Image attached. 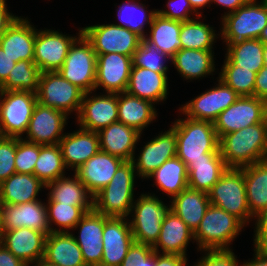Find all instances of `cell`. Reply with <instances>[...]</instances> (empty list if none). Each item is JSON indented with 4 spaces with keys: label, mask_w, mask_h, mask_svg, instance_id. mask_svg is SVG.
<instances>
[{
    "label": "cell",
    "mask_w": 267,
    "mask_h": 266,
    "mask_svg": "<svg viewBox=\"0 0 267 266\" xmlns=\"http://www.w3.org/2000/svg\"><path fill=\"white\" fill-rule=\"evenodd\" d=\"M219 151L228 168H242L265 161L267 139L263 123L221 136Z\"/></svg>",
    "instance_id": "obj_1"
},
{
    "label": "cell",
    "mask_w": 267,
    "mask_h": 266,
    "mask_svg": "<svg viewBox=\"0 0 267 266\" xmlns=\"http://www.w3.org/2000/svg\"><path fill=\"white\" fill-rule=\"evenodd\" d=\"M170 127L175 131L177 154L188 167L193 161L206 159V153H220L219 138L210 121L185 116L176 119Z\"/></svg>",
    "instance_id": "obj_2"
},
{
    "label": "cell",
    "mask_w": 267,
    "mask_h": 266,
    "mask_svg": "<svg viewBox=\"0 0 267 266\" xmlns=\"http://www.w3.org/2000/svg\"><path fill=\"white\" fill-rule=\"evenodd\" d=\"M135 171L132 161H124L110 183L93 196V209L107 217H130L135 201Z\"/></svg>",
    "instance_id": "obj_3"
},
{
    "label": "cell",
    "mask_w": 267,
    "mask_h": 266,
    "mask_svg": "<svg viewBox=\"0 0 267 266\" xmlns=\"http://www.w3.org/2000/svg\"><path fill=\"white\" fill-rule=\"evenodd\" d=\"M220 37L226 46L259 39L267 26V0H249L233 13L222 17Z\"/></svg>",
    "instance_id": "obj_4"
},
{
    "label": "cell",
    "mask_w": 267,
    "mask_h": 266,
    "mask_svg": "<svg viewBox=\"0 0 267 266\" xmlns=\"http://www.w3.org/2000/svg\"><path fill=\"white\" fill-rule=\"evenodd\" d=\"M246 226L235 215L210 204L199 227L194 232L198 251L228 250L231 242Z\"/></svg>",
    "instance_id": "obj_5"
},
{
    "label": "cell",
    "mask_w": 267,
    "mask_h": 266,
    "mask_svg": "<svg viewBox=\"0 0 267 266\" xmlns=\"http://www.w3.org/2000/svg\"><path fill=\"white\" fill-rule=\"evenodd\" d=\"M170 209L171 204H164L155 194L142 193L132 205V219L128 218L134 242L153 247L159 238L162 221Z\"/></svg>",
    "instance_id": "obj_6"
},
{
    "label": "cell",
    "mask_w": 267,
    "mask_h": 266,
    "mask_svg": "<svg viewBox=\"0 0 267 266\" xmlns=\"http://www.w3.org/2000/svg\"><path fill=\"white\" fill-rule=\"evenodd\" d=\"M210 204L235 215L245 225L254 217L247 203L242 168H228L208 192Z\"/></svg>",
    "instance_id": "obj_7"
},
{
    "label": "cell",
    "mask_w": 267,
    "mask_h": 266,
    "mask_svg": "<svg viewBox=\"0 0 267 266\" xmlns=\"http://www.w3.org/2000/svg\"><path fill=\"white\" fill-rule=\"evenodd\" d=\"M97 54L82 33L71 45L58 72L84 93L93 92L96 82Z\"/></svg>",
    "instance_id": "obj_8"
},
{
    "label": "cell",
    "mask_w": 267,
    "mask_h": 266,
    "mask_svg": "<svg viewBox=\"0 0 267 266\" xmlns=\"http://www.w3.org/2000/svg\"><path fill=\"white\" fill-rule=\"evenodd\" d=\"M37 103L36 93L0 90V136L22 138Z\"/></svg>",
    "instance_id": "obj_9"
},
{
    "label": "cell",
    "mask_w": 267,
    "mask_h": 266,
    "mask_svg": "<svg viewBox=\"0 0 267 266\" xmlns=\"http://www.w3.org/2000/svg\"><path fill=\"white\" fill-rule=\"evenodd\" d=\"M36 95L41 105L63 111L68 116L74 111L78 116L84 92L54 71L40 74Z\"/></svg>",
    "instance_id": "obj_10"
},
{
    "label": "cell",
    "mask_w": 267,
    "mask_h": 266,
    "mask_svg": "<svg viewBox=\"0 0 267 266\" xmlns=\"http://www.w3.org/2000/svg\"><path fill=\"white\" fill-rule=\"evenodd\" d=\"M96 54L120 53L133 57L143 40L125 27L113 24H96L82 28Z\"/></svg>",
    "instance_id": "obj_11"
},
{
    "label": "cell",
    "mask_w": 267,
    "mask_h": 266,
    "mask_svg": "<svg viewBox=\"0 0 267 266\" xmlns=\"http://www.w3.org/2000/svg\"><path fill=\"white\" fill-rule=\"evenodd\" d=\"M78 30V35L73 37L57 30L36 29L33 61L41 73L61 68L72 43L82 34V28Z\"/></svg>",
    "instance_id": "obj_12"
},
{
    "label": "cell",
    "mask_w": 267,
    "mask_h": 266,
    "mask_svg": "<svg viewBox=\"0 0 267 266\" xmlns=\"http://www.w3.org/2000/svg\"><path fill=\"white\" fill-rule=\"evenodd\" d=\"M218 84L206 90L188 103L181 105L180 112L188 118L214 122L218 115L240 97L232 88L219 78Z\"/></svg>",
    "instance_id": "obj_13"
},
{
    "label": "cell",
    "mask_w": 267,
    "mask_h": 266,
    "mask_svg": "<svg viewBox=\"0 0 267 266\" xmlns=\"http://www.w3.org/2000/svg\"><path fill=\"white\" fill-rule=\"evenodd\" d=\"M267 102L255 96H240L213 122L218 138L261 123Z\"/></svg>",
    "instance_id": "obj_14"
},
{
    "label": "cell",
    "mask_w": 267,
    "mask_h": 266,
    "mask_svg": "<svg viewBox=\"0 0 267 266\" xmlns=\"http://www.w3.org/2000/svg\"><path fill=\"white\" fill-rule=\"evenodd\" d=\"M68 118L63 111L37 103L26 130L27 138L22 139L40 145L59 144Z\"/></svg>",
    "instance_id": "obj_15"
},
{
    "label": "cell",
    "mask_w": 267,
    "mask_h": 266,
    "mask_svg": "<svg viewBox=\"0 0 267 266\" xmlns=\"http://www.w3.org/2000/svg\"><path fill=\"white\" fill-rule=\"evenodd\" d=\"M84 93L80 112L76 117L79 127L98 132L118 122V93L91 95Z\"/></svg>",
    "instance_id": "obj_16"
},
{
    "label": "cell",
    "mask_w": 267,
    "mask_h": 266,
    "mask_svg": "<svg viewBox=\"0 0 267 266\" xmlns=\"http://www.w3.org/2000/svg\"><path fill=\"white\" fill-rule=\"evenodd\" d=\"M132 66L131 56L120 53L97 54L94 92L99 87L106 93L126 92Z\"/></svg>",
    "instance_id": "obj_17"
},
{
    "label": "cell",
    "mask_w": 267,
    "mask_h": 266,
    "mask_svg": "<svg viewBox=\"0 0 267 266\" xmlns=\"http://www.w3.org/2000/svg\"><path fill=\"white\" fill-rule=\"evenodd\" d=\"M102 242L100 266H120L134 242L128 218L104 216Z\"/></svg>",
    "instance_id": "obj_18"
},
{
    "label": "cell",
    "mask_w": 267,
    "mask_h": 266,
    "mask_svg": "<svg viewBox=\"0 0 267 266\" xmlns=\"http://www.w3.org/2000/svg\"><path fill=\"white\" fill-rule=\"evenodd\" d=\"M2 231L16 228H29L44 233H50L46 203L35 200L21 204H1Z\"/></svg>",
    "instance_id": "obj_19"
},
{
    "label": "cell",
    "mask_w": 267,
    "mask_h": 266,
    "mask_svg": "<svg viewBox=\"0 0 267 266\" xmlns=\"http://www.w3.org/2000/svg\"><path fill=\"white\" fill-rule=\"evenodd\" d=\"M138 158L132 159L136 174L141 179H147L166 160L177 154V140L175 131L170 127L164 133L147 142L140 150Z\"/></svg>",
    "instance_id": "obj_20"
},
{
    "label": "cell",
    "mask_w": 267,
    "mask_h": 266,
    "mask_svg": "<svg viewBox=\"0 0 267 266\" xmlns=\"http://www.w3.org/2000/svg\"><path fill=\"white\" fill-rule=\"evenodd\" d=\"M79 236L74 239L79 245L86 266H100L103 256L104 215L94 209L87 212L75 225Z\"/></svg>",
    "instance_id": "obj_21"
},
{
    "label": "cell",
    "mask_w": 267,
    "mask_h": 266,
    "mask_svg": "<svg viewBox=\"0 0 267 266\" xmlns=\"http://www.w3.org/2000/svg\"><path fill=\"white\" fill-rule=\"evenodd\" d=\"M46 237L42 232L22 227L2 231L0 243L15 257L30 265L44 258Z\"/></svg>",
    "instance_id": "obj_22"
},
{
    "label": "cell",
    "mask_w": 267,
    "mask_h": 266,
    "mask_svg": "<svg viewBox=\"0 0 267 266\" xmlns=\"http://www.w3.org/2000/svg\"><path fill=\"white\" fill-rule=\"evenodd\" d=\"M36 28L27 18L17 16L0 38V46L13 61H33Z\"/></svg>",
    "instance_id": "obj_23"
},
{
    "label": "cell",
    "mask_w": 267,
    "mask_h": 266,
    "mask_svg": "<svg viewBox=\"0 0 267 266\" xmlns=\"http://www.w3.org/2000/svg\"><path fill=\"white\" fill-rule=\"evenodd\" d=\"M59 145L64 165L67 169H72V171H75L100 151L98 133L81 127L72 133L65 132Z\"/></svg>",
    "instance_id": "obj_24"
},
{
    "label": "cell",
    "mask_w": 267,
    "mask_h": 266,
    "mask_svg": "<svg viewBox=\"0 0 267 266\" xmlns=\"http://www.w3.org/2000/svg\"><path fill=\"white\" fill-rule=\"evenodd\" d=\"M123 162L118 157L99 151L77 168L74 173L94 196L110 183L116 170Z\"/></svg>",
    "instance_id": "obj_25"
},
{
    "label": "cell",
    "mask_w": 267,
    "mask_h": 266,
    "mask_svg": "<svg viewBox=\"0 0 267 266\" xmlns=\"http://www.w3.org/2000/svg\"><path fill=\"white\" fill-rule=\"evenodd\" d=\"M100 151L113 155L123 161H132L141 134L132 127L115 122L98 132Z\"/></svg>",
    "instance_id": "obj_26"
},
{
    "label": "cell",
    "mask_w": 267,
    "mask_h": 266,
    "mask_svg": "<svg viewBox=\"0 0 267 266\" xmlns=\"http://www.w3.org/2000/svg\"><path fill=\"white\" fill-rule=\"evenodd\" d=\"M190 240L194 242V232L170 209L162 221L160 235L153 249L159 254L162 251L161 254L187 256Z\"/></svg>",
    "instance_id": "obj_27"
},
{
    "label": "cell",
    "mask_w": 267,
    "mask_h": 266,
    "mask_svg": "<svg viewBox=\"0 0 267 266\" xmlns=\"http://www.w3.org/2000/svg\"><path fill=\"white\" fill-rule=\"evenodd\" d=\"M168 90L167 72H155L132 66L127 93L157 104L165 101L169 94Z\"/></svg>",
    "instance_id": "obj_28"
},
{
    "label": "cell",
    "mask_w": 267,
    "mask_h": 266,
    "mask_svg": "<svg viewBox=\"0 0 267 266\" xmlns=\"http://www.w3.org/2000/svg\"><path fill=\"white\" fill-rule=\"evenodd\" d=\"M157 115L155 104L151 101L127 92L118 93V122L134 128L141 135Z\"/></svg>",
    "instance_id": "obj_29"
},
{
    "label": "cell",
    "mask_w": 267,
    "mask_h": 266,
    "mask_svg": "<svg viewBox=\"0 0 267 266\" xmlns=\"http://www.w3.org/2000/svg\"><path fill=\"white\" fill-rule=\"evenodd\" d=\"M44 259L59 266H86L72 232L49 233L45 241Z\"/></svg>",
    "instance_id": "obj_30"
},
{
    "label": "cell",
    "mask_w": 267,
    "mask_h": 266,
    "mask_svg": "<svg viewBox=\"0 0 267 266\" xmlns=\"http://www.w3.org/2000/svg\"><path fill=\"white\" fill-rule=\"evenodd\" d=\"M46 188L34 174L14 173L0 183L1 204H21L39 200V191Z\"/></svg>",
    "instance_id": "obj_31"
},
{
    "label": "cell",
    "mask_w": 267,
    "mask_h": 266,
    "mask_svg": "<svg viewBox=\"0 0 267 266\" xmlns=\"http://www.w3.org/2000/svg\"><path fill=\"white\" fill-rule=\"evenodd\" d=\"M171 210L175 212L195 232L203 219L210 200L207 192L187 187L175 196Z\"/></svg>",
    "instance_id": "obj_32"
},
{
    "label": "cell",
    "mask_w": 267,
    "mask_h": 266,
    "mask_svg": "<svg viewBox=\"0 0 267 266\" xmlns=\"http://www.w3.org/2000/svg\"><path fill=\"white\" fill-rule=\"evenodd\" d=\"M213 51L180 49L171 58V62L184 80L202 79L213 75L216 70Z\"/></svg>",
    "instance_id": "obj_33"
},
{
    "label": "cell",
    "mask_w": 267,
    "mask_h": 266,
    "mask_svg": "<svg viewBox=\"0 0 267 266\" xmlns=\"http://www.w3.org/2000/svg\"><path fill=\"white\" fill-rule=\"evenodd\" d=\"M228 169L220 153H206V159L193 161L188 167V187L209 192Z\"/></svg>",
    "instance_id": "obj_34"
},
{
    "label": "cell",
    "mask_w": 267,
    "mask_h": 266,
    "mask_svg": "<svg viewBox=\"0 0 267 266\" xmlns=\"http://www.w3.org/2000/svg\"><path fill=\"white\" fill-rule=\"evenodd\" d=\"M181 24L182 21L171 20L156 13L149 26L150 34L147 33L143 40L172 58L181 49Z\"/></svg>",
    "instance_id": "obj_35"
},
{
    "label": "cell",
    "mask_w": 267,
    "mask_h": 266,
    "mask_svg": "<svg viewBox=\"0 0 267 266\" xmlns=\"http://www.w3.org/2000/svg\"><path fill=\"white\" fill-rule=\"evenodd\" d=\"M72 177L63 176L48 183L45 189L50 191L46 201L72 204V206H93V195L75 173Z\"/></svg>",
    "instance_id": "obj_36"
},
{
    "label": "cell",
    "mask_w": 267,
    "mask_h": 266,
    "mask_svg": "<svg viewBox=\"0 0 267 266\" xmlns=\"http://www.w3.org/2000/svg\"><path fill=\"white\" fill-rule=\"evenodd\" d=\"M247 203L253 217L267 208V160L243 167Z\"/></svg>",
    "instance_id": "obj_37"
},
{
    "label": "cell",
    "mask_w": 267,
    "mask_h": 266,
    "mask_svg": "<svg viewBox=\"0 0 267 266\" xmlns=\"http://www.w3.org/2000/svg\"><path fill=\"white\" fill-rule=\"evenodd\" d=\"M154 178L155 186L171 196V200L188 187V171L186 164L177 156L166 160L147 179Z\"/></svg>",
    "instance_id": "obj_38"
},
{
    "label": "cell",
    "mask_w": 267,
    "mask_h": 266,
    "mask_svg": "<svg viewBox=\"0 0 267 266\" xmlns=\"http://www.w3.org/2000/svg\"><path fill=\"white\" fill-rule=\"evenodd\" d=\"M202 15L197 18L183 21L180 30L181 49L212 50L216 39L219 38L209 24L200 21Z\"/></svg>",
    "instance_id": "obj_39"
},
{
    "label": "cell",
    "mask_w": 267,
    "mask_h": 266,
    "mask_svg": "<svg viewBox=\"0 0 267 266\" xmlns=\"http://www.w3.org/2000/svg\"><path fill=\"white\" fill-rule=\"evenodd\" d=\"M138 1V2H137ZM139 0H126L118 7L117 18L120 24H116L120 27H125L130 31L139 35L142 39L146 37L145 25H151L153 17L157 13L156 9L147 11L148 7ZM146 33V34H145Z\"/></svg>",
    "instance_id": "obj_40"
},
{
    "label": "cell",
    "mask_w": 267,
    "mask_h": 266,
    "mask_svg": "<svg viewBox=\"0 0 267 266\" xmlns=\"http://www.w3.org/2000/svg\"><path fill=\"white\" fill-rule=\"evenodd\" d=\"M67 168L63 162L59 144L40 145V154L35 163L34 175L45 185L65 176Z\"/></svg>",
    "instance_id": "obj_41"
},
{
    "label": "cell",
    "mask_w": 267,
    "mask_h": 266,
    "mask_svg": "<svg viewBox=\"0 0 267 266\" xmlns=\"http://www.w3.org/2000/svg\"><path fill=\"white\" fill-rule=\"evenodd\" d=\"M46 207L50 233L70 232L82 217L93 209V206H72L56 201H47ZM53 223L60 228H54Z\"/></svg>",
    "instance_id": "obj_42"
},
{
    "label": "cell",
    "mask_w": 267,
    "mask_h": 266,
    "mask_svg": "<svg viewBox=\"0 0 267 266\" xmlns=\"http://www.w3.org/2000/svg\"><path fill=\"white\" fill-rule=\"evenodd\" d=\"M41 71L34 61H18L0 85L3 91H30L37 93Z\"/></svg>",
    "instance_id": "obj_43"
},
{
    "label": "cell",
    "mask_w": 267,
    "mask_h": 266,
    "mask_svg": "<svg viewBox=\"0 0 267 266\" xmlns=\"http://www.w3.org/2000/svg\"><path fill=\"white\" fill-rule=\"evenodd\" d=\"M225 56L236 66L258 73L264 66L263 42L260 39L246 40L235 46H226Z\"/></svg>",
    "instance_id": "obj_44"
},
{
    "label": "cell",
    "mask_w": 267,
    "mask_h": 266,
    "mask_svg": "<svg viewBox=\"0 0 267 266\" xmlns=\"http://www.w3.org/2000/svg\"><path fill=\"white\" fill-rule=\"evenodd\" d=\"M256 72L234 65L226 56L219 79L240 96H254Z\"/></svg>",
    "instance_id": "obj_45"
},
{
    "label": "cell",
    "mask_w": 267,
    "mask_h": 266,
    "mask_svg": "<svg viewBox=\"0 0 267 266\" xmlns=\"http://www.w3.org/2000/svg\"><path fill=\"white\" fill-rule=\"evenodd\" d=\"M167 61L171 62V57L160 52L144 40L141 41L132 57L133 66L143 67L155 72H167L169 68L166 65Z\"/></svg>",
    "instance_id": "obj_46"
},
{
    "label": "cell",
    "mask_w": 267,
    "mask_h": 266,
    "mask_svg": "<svg viewBox=\"0 0 267 266\" xmlns=\"http://www.w3.org/2000/svg\"><path fill=\"white\" fill-rule=\"evenodd\" d=\"M40 154V144L16 137V173L34 174L35 163Z\"/></svg>",
    "instance_id": "obj_47"
},
{
    "label": "cell",
    "mask_w": 267,
    "mask_h": 266,
    "mask_svg": "<svg viewBox=\"0 0 267 266\" xmlns=\"http://www.w3.org/2000/svg\"><path fill=\"white\" fill-rule=\"evenodd\" d=\"M16 137L0 136V183L16 173Z\"/></svg>",
    "instance_id": "obj_48"
},
{
    "label": "cell",
    "mask_w": 267,
    "mask_h": 266,
    "mask_svg": "<svg viewBox=\"0 0 267 266\" xmlns=\"http://www.w3.org/2000/svg\"><path fill=\"white\" fill-rule=\"evenodd\" d=\"M153 252L152 246L133 242L120 266H153Z\"/></svg>",
    "instance_id": "obj_49"
},
{
    "label": "cell",
    "mask_w": 267,
    "mask_h": 266,
    "mask_svg": "<svg viewBox=\"0 0 267 266\" xmlns=\"http://www.w3.org/2000/svg\"><path fill=\"white\" fill-rule=\"evenodd\" d=\"M200 260L193 266H241L232 249L205 250Z\"/></svg>",
    "instance_id": "obj_50"
},
{
    "label": "cell",
    "mask_w": 267,
    "mask_h": 266,
    "mask_svg": "<svg viewBox=\"0 0 267 266\" xmlns=\"http://www.w3.org/2000/svg\"><path fill=\"white\" fill-rule=\"evenodd\" d=\"M168 10H158L157 13L165 18L171 20L187 21L194 19L195 17H190V15H195L198 17L200 14H197L191 7L189 0H168L167 1Z\"/></svg>",
    "instance_id": "obj_51"
},
{
    "label": "cell",
    "mask_w": 267,
    "mask_h": 266,
    "mask_svg": "<svg viewBox=\"0 0 267 266\" xmlns=\"http://www.w3.org/2000/svg\"><path fill=\"white\" fill-rule=\"evenodd\" d=\"M254 246L267 248V208L254 217Z\"/></svg>",
    "instance_id": "obj_52"
},
{
    "label": "cell",
    "mask_w": 267,
    "mask_h": 266,
    "mask_svg": "<svg viewBox=\"0 0 267 266\" xmlns=\"http://www.w3.org/2000/svg\"><path fill=\"white\" fill-rule=\"evenodd\" d=\"M186 256L153 252V266H187Z\"/></svg>",
    "instance_id": "obj_53"
},
{
    "label": "cell",
    "mask_w": 267,
    "mask_h": 266,
    "mask_svg": "<svg viewBox=\"0 0 267 266\" xmlns=\"http://www.w3.org/2000/svg\"><path fill=\"white\" fill-rule=\"evenodd\" d=\"M254 96L267 102V67L263 66L256 74Z\"/></svg>",
    "instance_id": "obj_54"
},
{
    "label": "cell",
    "mask_w": 267,
    "mask_h": 266,
    "mask_svg": "<svg viewBox=\"0 0 267 266\" xmlns=\"http://www.w3.org/2000/svg\"><path fill=\"white\" fill-rule=\"evenodd\" d=\"M15 61L9 57L0 46V85L7 79L9 72L13 69Z\"/></svg>",
    "instance_id": "obj_55"
},
{
    "label": "cell",
    "mask_w": 267,
    "mask_h": 266,
    "mask_svg": "<svg viewBox=\"0 0 267 266\" xmlns=\"http://www.w3.org/2000/svg\"><path fill=\"white\" fill-rule=\"evenodd\" d=\"M16 17L8 11L6 0H0V38Z\"/></svg>",
    "instance_id": "obj_56"
},
{
    "label": "cell",
    "mask_w": 267,
    "mask_h": 266,
    "mask_svg": "<svg viewBox=\"0 0 267 266\" xmlns=\"http://www.w3.org/2000/svg\"><path fill=\"white\" fill-rule=\"evenodd\" d=\"M0 266H27L0 243Z\"/></svg>",
    "instance_id": "obj_57"
},
{
    "label": "cell",
    "mask_w": 267,
    "mask_h": 266,
    "mask_svg": "<svg viewBox=\"0 0 267 266\" xmlns=\"http://www.w3.org/2000/svg\"><path fill=\"white\" fill-rule=\"evenodd\" d=\"M252 260L245 261L242 266H267V248H258L254 246V255Z\"/></svg>",
    "instance_id": "obj_58"
},
{
    "label": "cell",
    "mask_w": 267,
    "mask_h": 266,
    "mask_svg": "<svg viewBox=\"0 0 267 266\" xmlns=\"http://www.w3.org/2000/svg\"><path fill=\"white\" fill-rule=\"evenodd\" d=\"M249 0H212V3H216L217 5H221L228 11H226L220 18L223 16L233 13L239 7L245 5Z\"/></svg>",
    "instance_id": "obj_59"
},
{
    "label": "cell",
    "mask_w": 267,
    "mask_h": 266,
    "mask_svg": "<svg viewBox=\"0 0 267 266\" xmlns=\"http://www.w3.org/2000/svg\"><path fill=\"white\" fill-rule=\"evenodd\" d=\"M192 9L200 15H203L202 12L199 13L198 10H200L201 8H204L205 6L208 8L211 6L210 4H212V0H189Z\"/></svg>",
    "instance_id": "obj_60"
},
{
    "label": "cell",
    "mask_w": 267,
    "mask_h": 266,
    "mask_svg": "<svg viewBox=\"0 0 267 266\" xmlns=\"http://www.w3.org/2000/svg\"><path fill=\"white\" fill-rule=\"evenodd\" d=\"M35 264V265H34ZM59 266V265H56V264H53V263H50L48 261H46L44 258L30 264V265H27V266Z\"/></svg>",
    "instance_id": "obj_61"
},
{
    "label": "cell",
    "mask_w": 267,
    "mask_h": 266,
    "mask_svg": "<svg viewBox=\"0 0 267 266\" xmlns=\"http://www.w3.org/2000/svg\"><path fill=\"white\" fill-rule=\"evenodd\" d=\"M262 123L264 125V130H265V135H266V139H267V104L263 113V120Z\"/></svg>",
    "instance_id": "obj_62"
},
{
    "label": "cell",
    "mask_w": 267,
    "mask_h": 266,
    "mask_svg": "<svg viewBox=\"0 0 267 266\" xmlns=\"http://www.w3.org/2000/svg\"><path fill=\"white\" fill-rule=\"evenodd\" d=\"M259 39L263 42V43H267V26L263 29Z\"/></svg>",
    "instance_id": "obj_63"
},
{
    "label": "cell",
    "mask_w": 267,
    "mask_h": 266,
    "mask_svg": "<svg viewBox=\"0 0 267 266\" xmlns=\"http://www.w3.org/2000/svg\"><path fill=\"white\" fill-rule=\"evenodd\" d=\"M263 60L264 66L267 67V43H263Z\"/></svg>",
    "instance_id": "obj_64"
},
{
    "label": "cell",
    "mask_w": 267,
    "mask_h": 266,
    "mask_svg": "<svg viewBox=\"0 0 267 266\" xmlns=\"http://www.w3.org/2000/svg\"><path fill=\"white\" fill-rule=\"evenodd\" d=\"M1 210H2V207L0 206V238H1V235H2V226H1Z\"/></svg>",
    "instance_id": "obj_65"
}]
</instances>
